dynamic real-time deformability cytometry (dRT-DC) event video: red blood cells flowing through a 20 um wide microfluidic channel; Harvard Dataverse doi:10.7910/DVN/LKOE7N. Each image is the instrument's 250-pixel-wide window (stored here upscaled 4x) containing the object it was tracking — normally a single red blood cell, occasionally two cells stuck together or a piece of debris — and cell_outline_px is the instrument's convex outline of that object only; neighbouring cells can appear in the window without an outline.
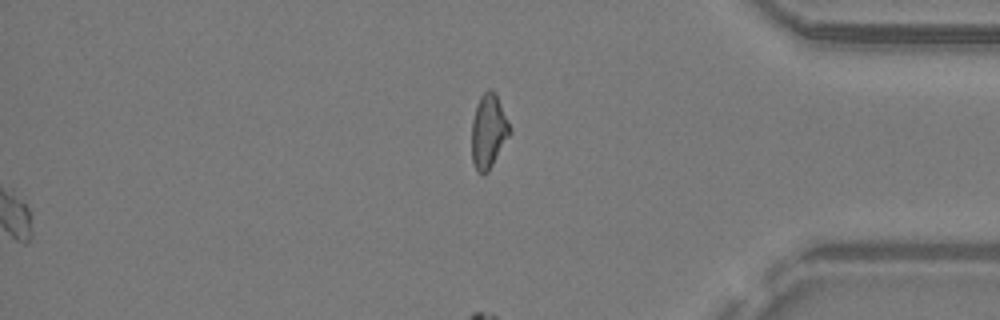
{"species": "common noctule bat (a hibernating species)", "species_latin": "Nyctalus noctula", "temperature_condition": "warm", "stored_images_in_passage": 33, "camera_frame_rate_fps": 3000, "um_per_image_px": 0.085, "animal": {"sex": "male", "body_mass_g": 19.2, "forearm_length_mm": 51.8}, "frame": {"image": 1, "passage_image": 29, "time_ms": 9.333, "image_size_px": [1000, 320], "cell_outline_px": [[512, 132], [488, 172], [476, 172], [472, 160], [472, 120], [476, 104], [480, 96], [484, 92], [492, 88], [496, 92], [508, 120]], "centroid_in_image_um": [41.53, 11.12], "position_along_channel_um": 393.7, "area_um2": 16.59}}